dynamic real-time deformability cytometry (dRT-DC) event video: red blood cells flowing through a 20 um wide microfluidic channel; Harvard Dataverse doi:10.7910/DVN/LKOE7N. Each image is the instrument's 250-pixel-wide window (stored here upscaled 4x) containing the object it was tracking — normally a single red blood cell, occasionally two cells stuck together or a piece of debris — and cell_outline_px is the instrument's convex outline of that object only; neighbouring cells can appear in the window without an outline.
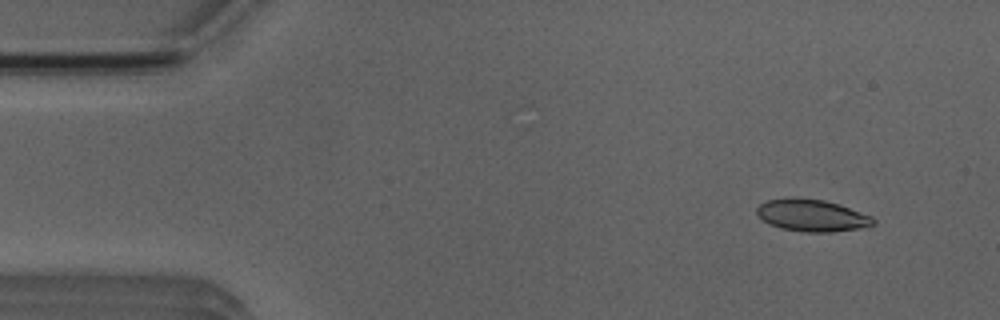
{"species": "Egyptian fruit bat (a non-hibernating species)", "species_latin": "Rousettus aegyptiacus", "temperature_condition": "room temperature", "stored_images_in_passage": 4, "camera_frame_rate_fps": 3000, "um_per_image_px": 0.085, "animal": {"sex": "male"}, "frame": {"image": 1, "passage_image": 2, "time_ms": 1.333, "image_size_px": [1000, 320], "cell_outline_px": [[876, 224], [868, 228], [832, 232], [804, 232], [780, 228], [768, 224], [756, 212], [756, 208], [760, 204], [768, 200], [824, 200], [840, 204], [872, 216], [876, 220]], "centroid_in_image_um": [69.12, 18.36], "position_along_channel_um": 15.9, "area_um2": 21.44}}
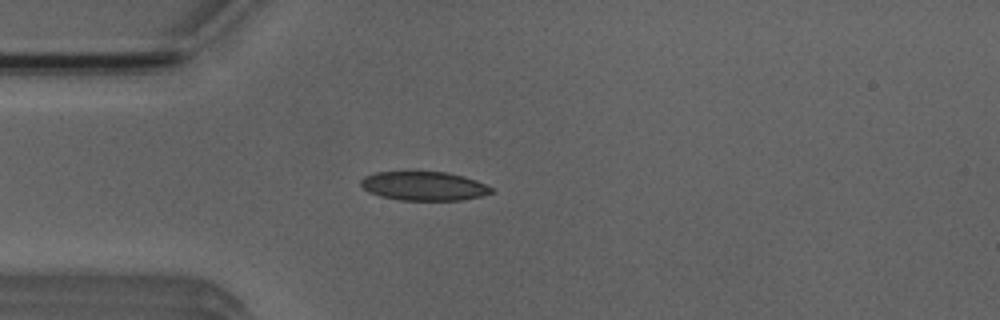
{"frame": {"image": 2, "passage_image": 4, "time_ms": 4.333, "image_size_px": [1000, 320], "cell_outline_px": [[492, 192], [480, 196], [460, 200], [400, 200], [380, 196], [368, 192], [360, 184], [360, 180], [364, 176], [376, 172], [448, 172], [464, 176], [476, 180], [492, 188]], "centroid_in_image_um": [36.0, 15.81], "position_along_channel_um": 49.0, "area_um2": 21.91}}